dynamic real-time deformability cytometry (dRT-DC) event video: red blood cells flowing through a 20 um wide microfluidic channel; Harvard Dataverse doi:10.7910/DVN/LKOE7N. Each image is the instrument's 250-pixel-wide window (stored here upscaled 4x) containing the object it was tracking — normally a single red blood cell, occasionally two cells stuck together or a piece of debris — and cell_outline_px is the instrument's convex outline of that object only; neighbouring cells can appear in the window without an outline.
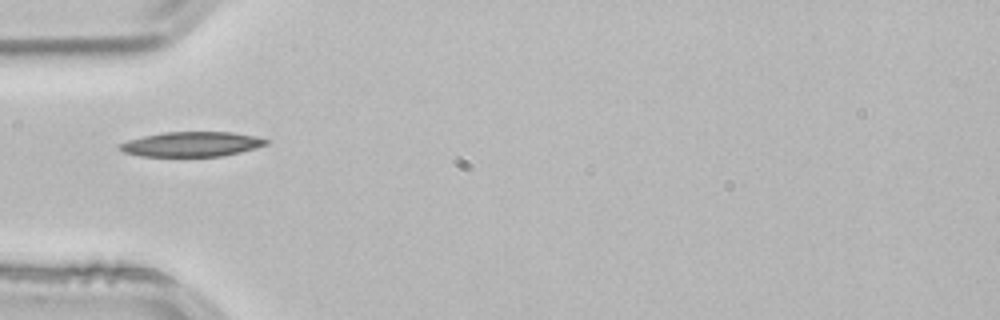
{"species": "common noctule bat (a hibernating species)", "species_latin": "Nyctalus noctula", "temperature_condition": "room temperature", "stored_images_in_passage": 26, "camera_frame_rate_fps": 3000, "um_per_image_px": 0.085, "animal": {"sex": "male", "body_mass_g": 21.5, "forearm_length_mm": 52.0}, "frame": {"image": 1, "passage_image": 1, "time_ms": 0.0, "image_size_px": [1000, 320], "cell_outline_px": [[268, 144], [256, 148], [224, 156], [140, 156], [124, 152], [116, 148], [120, 144], [128, 140], [160, 132], [232, 132], [256, 136], [268, 140]], "centroid_in_image_um": [16.29, 12.25], "position_along_channel_um": 68.7, "area_um2": 21.21}, "authors_computed_cell_mechanics": {"area_um2": 20.2589, "velocity_mm_per_s": 3.825, "shape_relaxation_time_tau1_ms": 7.0751, "shape_relaxation_time_tau2_ms": null, "deformation_change_tau1": 0.1553, "deformation_change_tau2": null}}